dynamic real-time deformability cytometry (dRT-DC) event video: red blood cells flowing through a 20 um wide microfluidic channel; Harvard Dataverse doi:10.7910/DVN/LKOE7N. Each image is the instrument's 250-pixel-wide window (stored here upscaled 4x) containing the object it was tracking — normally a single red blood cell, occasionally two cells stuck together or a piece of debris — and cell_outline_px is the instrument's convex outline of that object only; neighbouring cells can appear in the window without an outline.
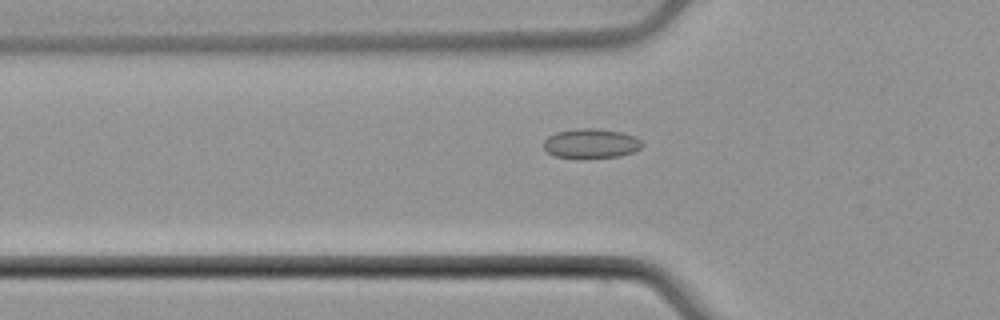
{"species": "common noctule bat (a hibernating species)", "species_latin": "Nyctalus noctula", "temperature_condition": "cold", "stored_images_in_passage": 39, "camera_frame_rate_fps": 3000, "um_per_image_px": 0.085, "animal": {"sex": "male", "body_mass_g": 21.5, "forearm_length_mm": 52.0}, "frame": {"image": 1, "passage_image": 5, "time_ms": 1.333, "image_size_px": [1000, 320], "cell_outline_px": [[644, 144], [640, 148], [632, 152], [620, 156], [556, 156], [548, 152], [544, 148], [544, 140], [548, 136], [556, 132], [576, 128], [596, 128], [624, 132], [636, 136]], "centroid_in_image_um": [50.27, 12.14], "position_along_channel_um": 75.5, "area_um2": 16.59}}
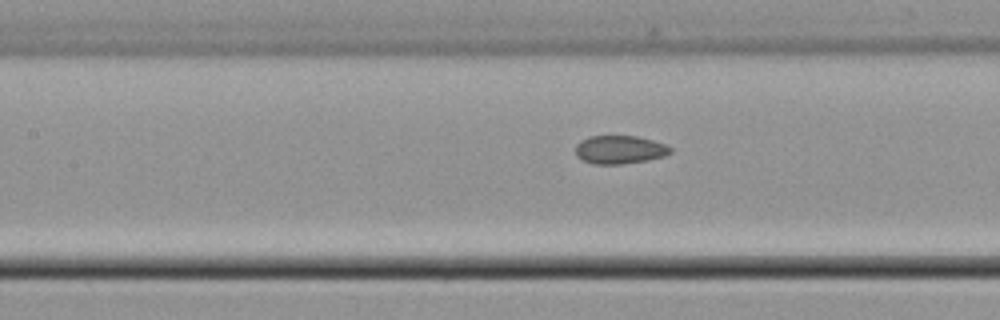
{"frame": {"image": 2, "passage_image": 11, "time_ms": 3.333, "image_size_px": [1000, 320], "cell_outline_px": [[672, 152], [664, 156], [648, 160], [620, 164], [592, 164], [576, 156], [576, 144], [580, 140], [588, 136], [636, 136], [652, 140], [664, 144], [672, 148]], "centroid_in_image_um": [52.66, 12.72], "position_along_channel_um": 154.7, "area_um2": 15.66}}
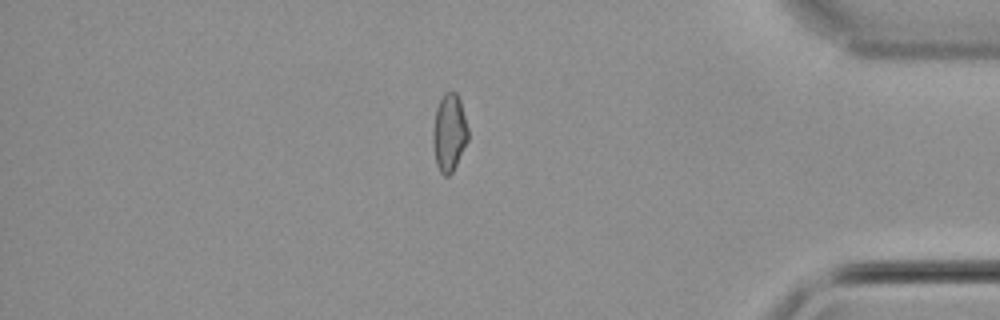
{"frame": {"image": 3, "passage_image": 32, "time_ms": 10.333, "image_size_px": [1000, 320], "cell_outline_px": [[468, 140], [452, 172], [448, 176], [444, 176], [440, 172], [436, 164], [432, 144], [432, 132], [436, 108], [444, 92], [456, 92], [460, 100], [468, 128]], "centroid_in_image_um": [38.17, 11.28], "position_along_channel_um": 397.0, "area_um2": 15.9}}